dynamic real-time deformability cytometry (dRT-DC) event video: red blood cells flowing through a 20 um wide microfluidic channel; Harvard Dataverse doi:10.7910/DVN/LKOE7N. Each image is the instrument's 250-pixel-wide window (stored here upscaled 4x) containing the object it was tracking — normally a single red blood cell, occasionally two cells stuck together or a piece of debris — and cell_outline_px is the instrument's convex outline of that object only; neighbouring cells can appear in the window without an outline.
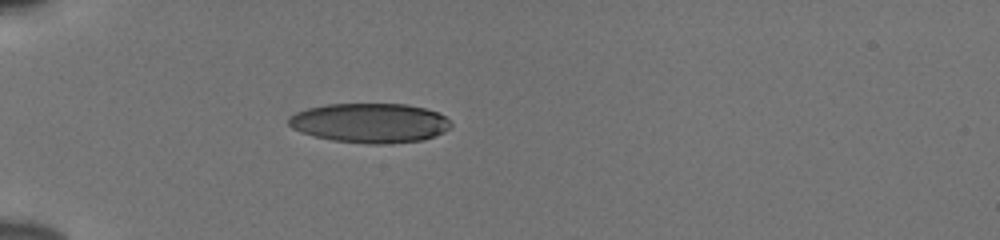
{"species": "human", "species_latin": "Homo sapiens", "temperature_condition": "cold", "stored_images_in_passage": 38, "camera_frame_rate_fps": 3000, "um_per_image_px": 0.085, "donor": {"sex": "male"}, "frame": {"image": 1, "passage_image": 1, "time_ms": 0.0, "image_size_px": [1000, 240], "cell_outline_px": [[452, 124], [444, 132], [420, 140], [392, 144], [368, 144], [332, 140], [300, 132], [292, 128], [288, 124], [288, 116], [296, 112], [308, 108], [328, 104], [408, 104], [424, 108], [436, 112], [444, 116]], "centroid_in_image_um": [31.41, 10.45], "position_along_channel_um": 53.6, "area_um2": 37.34}}
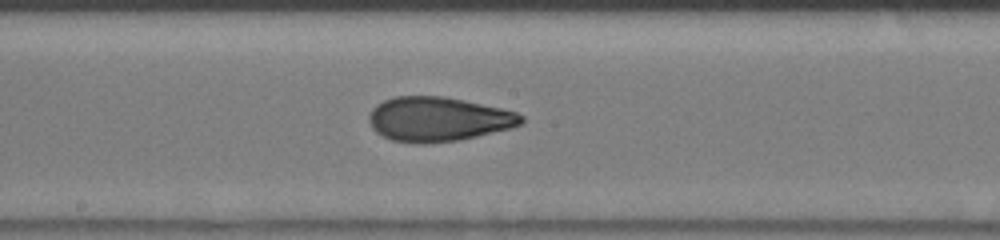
{"frame": {"image": 2, "passage_image": 15, "time_ms": 4.667, "image_size_px": [1000, 240], "cell_outline_px": [[524, 120], [520, 124], [512, 128], [460, 140], [392, 140], [376, 132], [372, 128], [368, 120], [368, 116], [372, 108], [376, 104], [384, 100], [396, 96], [444, 96], [464, 100], [500, 108], [516, 112], [524, 116]], "centroid_in_image_um": [37.26, 10.08], "position_along_channel_um": 210.9, "area_um2": 38.49}}
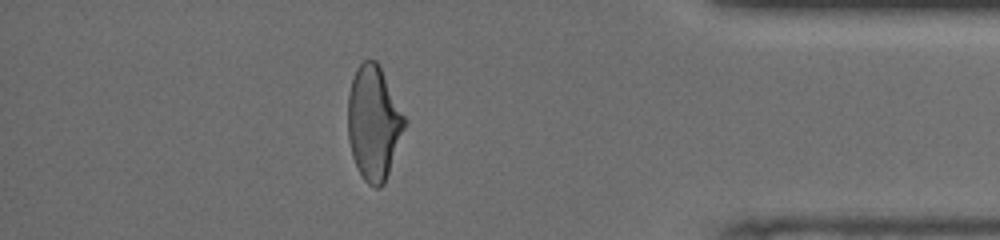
{"frame": {"image": 3, "passage_image": 32, "time_ms": 10.333, "image_size_px": [1000, 240], "cell_outline_px": [[408, 120], [384, 184], [380, 188], [376, 188], [368, 184], [364, 180], [352, 156], [348, 136], [348, 92], [356, 68], [364, 60], [376, 60], [380, 64]], "centroid_in_image_um": [31.78, 10.41], "position_along_channel_um": 403.4, "area_um2": 38.03}, "authors_computed_cell_mechanics": {"area_um2": 38.6104, "velocity_mm_per_s": 3.8591, "shape_relaxation_time_tau1_ms": 4.9759, "shape_relaxation_time_tau2_ms": 1.4645, "deformation_change_tau1": 0.1895, "deformation_change_tau2": 0.0849}}